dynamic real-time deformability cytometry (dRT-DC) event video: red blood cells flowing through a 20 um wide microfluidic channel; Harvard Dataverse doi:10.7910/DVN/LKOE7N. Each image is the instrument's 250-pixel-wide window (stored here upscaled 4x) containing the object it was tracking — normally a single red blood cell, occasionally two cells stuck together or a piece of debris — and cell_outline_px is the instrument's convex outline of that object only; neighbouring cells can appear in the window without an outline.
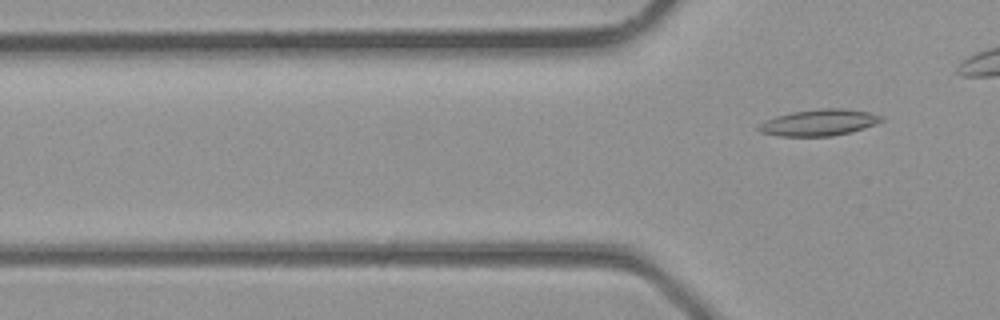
{"species": "common noctule bat (a hibernating species)", "species_latin": "Nyctalus noctula", "temperature_condition": "room temperature", "stored_images_in_passage": 2, "camera_frame_rate_fps": 3000, "um_per_image_px": 0.085, "animal": {"sex": "male", "body_mass_g": 23.1, "forearm_length_mm": 52.7}, "frame": {"image": 1, "passage_image": 2, "time_ms": 0.333, "image_size_px": [1000, 320], "cell_outline_px": [[884, 120], [876, 124], [852, 132], [832, 136], [780, 136], [760, 132], [756, 128], [764, 120], [776, 116], [792, 112], [820, 108], [840, 108], [868, 112], [884, 116]], "centroid_in_image_um": [69.63, 10.42], "position_along_channel_um": 56.2, "area_um2": 18.96}}